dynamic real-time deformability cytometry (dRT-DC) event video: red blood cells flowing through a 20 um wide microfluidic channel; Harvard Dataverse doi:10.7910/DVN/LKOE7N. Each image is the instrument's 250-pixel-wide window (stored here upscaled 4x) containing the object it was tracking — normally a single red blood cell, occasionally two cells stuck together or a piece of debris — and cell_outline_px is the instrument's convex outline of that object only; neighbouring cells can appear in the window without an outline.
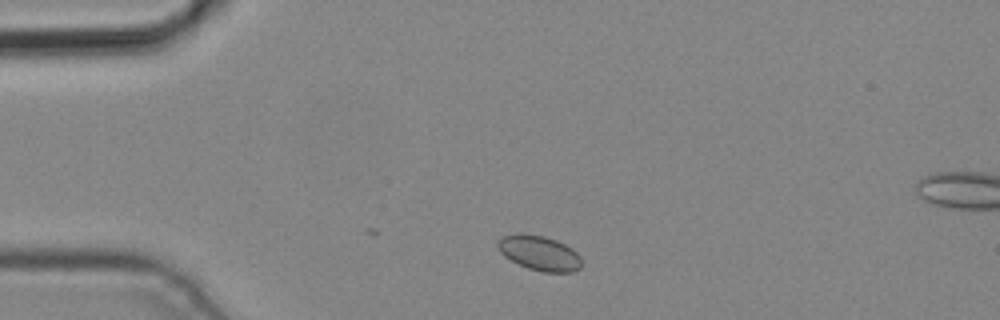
{"species": "common noctule bat (a hibernating species)", "species_latin": "Nyctalus noctula", "temperature_condition": "cold", "stored_images_in_passage": 3, "camera_frame_rate_fps": 3000, "um_per_image_px": 0.085, "animal": {"sex": "male", "body_mass_g": 19.2, "forearm_length_mm": 51.8}, "frame": {"image": 1, "passage_image": 1, "time_ms": 0.0, "image_size_px": [1000, 320], "cell_outline_px": [[580, 268], [572, 272], [544, 272], [528, 268], [504, 256], [500, 252], [496, 244], [496, 240], [504, 236], [544, 236], [556, 240], [572, 248], [580, 256]], "centroid_in_image_um": [45.87, 21.54], "position_along_channel_um": 39.1, "area_um2": 16.42}}